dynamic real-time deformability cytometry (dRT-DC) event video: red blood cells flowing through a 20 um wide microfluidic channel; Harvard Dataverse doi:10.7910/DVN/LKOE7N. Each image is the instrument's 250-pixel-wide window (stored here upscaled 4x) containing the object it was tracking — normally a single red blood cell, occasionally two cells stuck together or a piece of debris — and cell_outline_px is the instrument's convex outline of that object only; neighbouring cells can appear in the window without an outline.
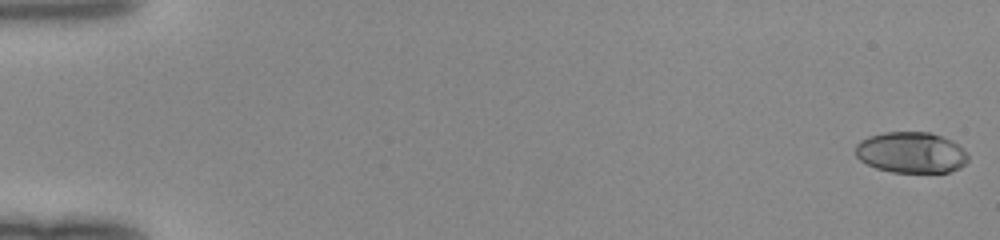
{"species": "human", "species_latin": "Homo sapiens", "temperature_condition": "room temperature", "stored_images_in_passage": 50, "camera_frame_rate_fps": 3000, "um_per_image_px": 0.085, "donor": {"sex": "female"}, "frame": {"image": 1, "passage_image": 1, "time_ms": 0.0, "image_size_px": [1000, 240], "cell_outline_px": [[968, 160], [960, 168], [948, 172], [892, 172], [876, 168], [860, 160], [856, 156], [856, 144], [860, 140], [868, 136], [884, 132], [932, 132], [952, 140], [968, 156]], "centroid_in_image_um": [77.42, 12.95], "position_along_channel_um": 7.6, "area_um2": 26.88}}
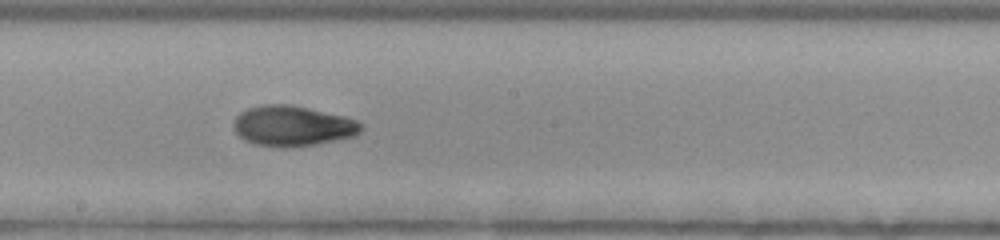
{"frame": {"image": 2, "passage_image": 29, "time_ms": 9.333, "image_size_px": [1000, 240], "cell_outline_px": [[364, 128], [356, 136], [316, 144], [292, 148], [280, 148], [252, 144], [244, 140], [236, 132], [232, 124], [236, 116], [240, 112], [248, 108], [260, 104], [288, 104], [308, 108], [344, 116], [356, 120], [364, 124]], "centroid_in_image_um": [24.87, 10.72], "position_along_channel_um": 223.3, "area_um2": 30.46}}
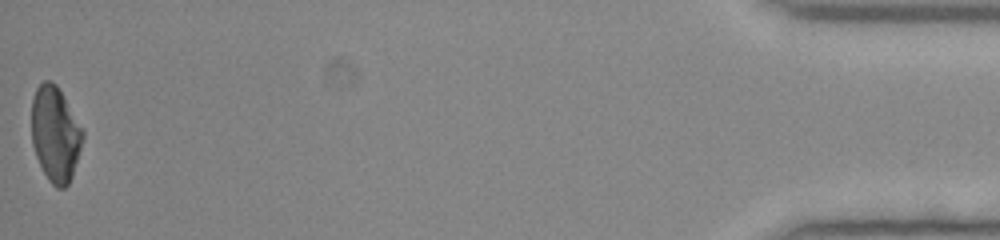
{"frame": {"image": 3, "passage_image": 50, "time_ms": 16.333, "image_size_px": [1000, 240], "cell_outline_px": [[84, 136], [72, 176], [68, 184], [64, 188], [56, 188], [48, 180], [36, 156], [32, 144], [32, 100], [36, 88], [44, 80], [52, 80], [56, 84], [64, 96], [84, 132]], "centroid_in_image_um": [4.69, 11.38], "position_along_channel_um": 430.5, "area_um2": 28.26}}